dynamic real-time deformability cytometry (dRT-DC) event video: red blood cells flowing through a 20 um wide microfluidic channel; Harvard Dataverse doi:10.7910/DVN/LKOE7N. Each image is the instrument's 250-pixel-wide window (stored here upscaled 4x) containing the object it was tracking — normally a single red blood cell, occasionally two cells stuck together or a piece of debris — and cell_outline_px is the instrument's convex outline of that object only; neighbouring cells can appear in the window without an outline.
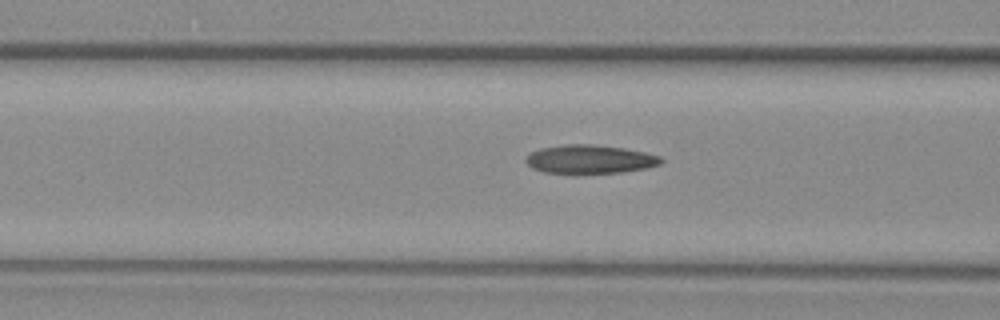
{"species": "common noctule bat (a hibernating species)", "species_latin": "Nyctalus noctula", "temperature_condition": "warm", "stored_images_in_passage": 8, "camera_frame_rate_fps": 3000, "um_per_image_px": 0.085, "animal": {"sex": "female", "body_mass_g": 29.2, "forearm_length_mm": 56.3}, "frame": {"image": 1, "passage_image": 6, "time_ms": 1.667, "image_size_px": [1000, 320], "cell_outline_px": [[664, 160], [660, 164], [644, 168], [620, 172], [576, 176], [544, 172], [532, 168], [524, 160], [528, 152], [540, 148], [564, 144], [592, 144], [624, 148], [644, 152], [660, 156]], "centroid_in_image_um": [50.06, 13.56], "position_along_channel_um": 116.5, "area_um2": 23.35}}